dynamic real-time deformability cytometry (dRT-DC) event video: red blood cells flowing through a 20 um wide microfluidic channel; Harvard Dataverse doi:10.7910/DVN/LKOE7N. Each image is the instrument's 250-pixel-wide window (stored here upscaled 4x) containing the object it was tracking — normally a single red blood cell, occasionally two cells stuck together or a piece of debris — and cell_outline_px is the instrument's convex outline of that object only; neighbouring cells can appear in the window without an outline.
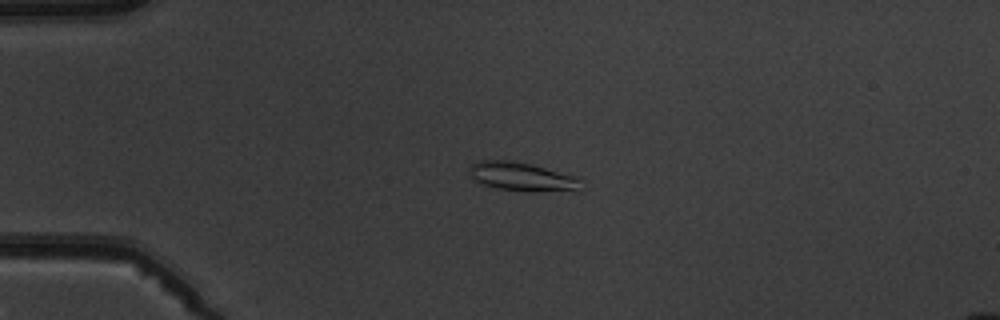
{"species": "common noctule bat (a hibernating species)", "species_latin": "Nyctalus noctula", "temperature_condition": "warm", "stored_images_in_passage": 9, "camera_frame_rate_fps": 3000, "um_per_image_px": 0.085, "animal": {"sex": "male", "body_mass_g": 19.5, "forearm_length_mm": 54.6}, "frame": {"image": 1, "passage_image": 3, "time_ms": 2.0, "image_size_px": [1000, 320], "cell_outline_px": [[584, 180], [576, 188], [536, 192], [524, 192], [496, 188], [480, 184], [472, 176], [468, 168], [476, 160], [512, 160], [580, 176]], "centroid_in_image_um": [44.33, 15.0], "position_along_channel_um": 40.7, "area_um2": 18.73}}
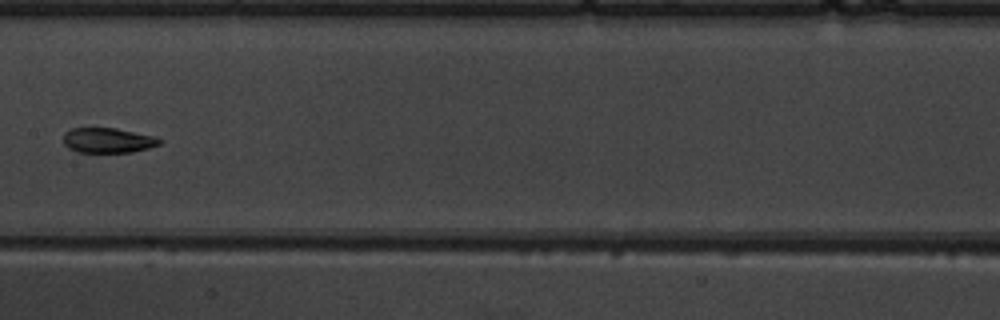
{"frame": {"image": 2, "passage_image": 7, "time_ms": 7.0, "image_size_px": [1000, 320], "cell_outline_px": [[164, 140], [160, 144], [148, 148], [132, 152], [76, 152], [68, 148], [64, 144], [64, 132], [72, 128], [116, 128], [152, 136]], "centroid_in_image_um": [9.15, 11.93], "position_along_channel_um": 198.2, "area_um2": 13.99}}
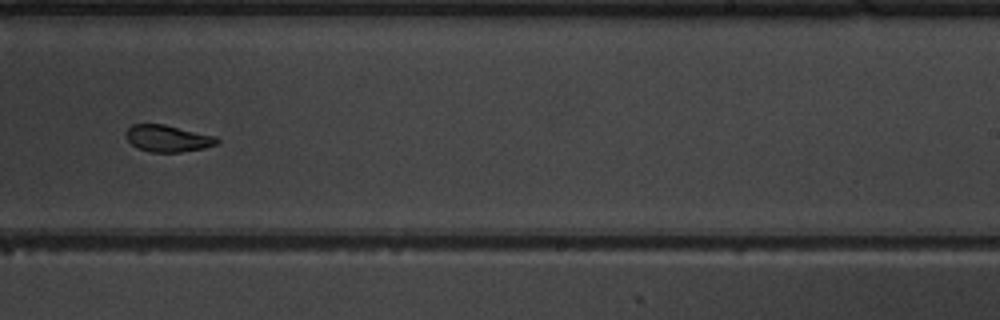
{"frame": {"image": 3, "passage_image": 9, "time_ms": 9.0, "image_size_px": [1000, 320], "cell_outline_px": [[220, 140], [216, 144], [204, 148], [180, 152], [152, 152], [136, 148], [128, 140], [128, 128], [132, 124], [164, 124], [216, 136]], "centroid_in_image_um": [14.29, 11.77], "position_along_channel_um": 274.7, "area_um2": 14.05}}